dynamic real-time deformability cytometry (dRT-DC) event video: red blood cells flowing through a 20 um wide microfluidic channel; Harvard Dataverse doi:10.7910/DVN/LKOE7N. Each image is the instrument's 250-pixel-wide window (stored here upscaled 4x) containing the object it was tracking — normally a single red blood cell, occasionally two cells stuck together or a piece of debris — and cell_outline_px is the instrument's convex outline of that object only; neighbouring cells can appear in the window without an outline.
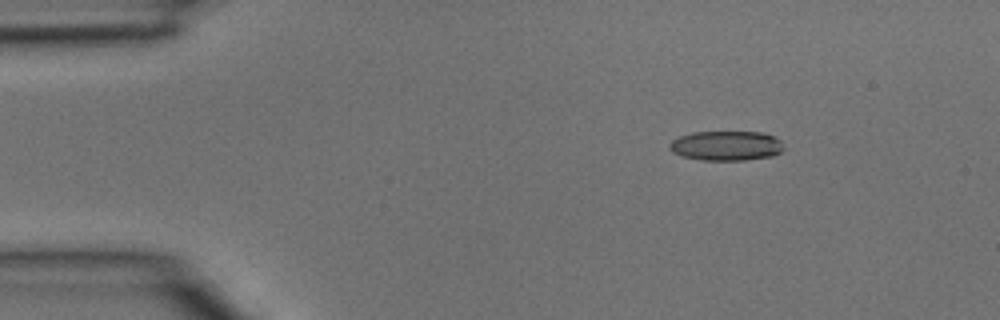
{"species": "common noctule bat (a hibernating species)", "species_latin": "Nyctalus noctula", "temperature_condition": "room temperature", "stored_images_in_passage": 6, "camera_frame_rate_fps": 3000, "um_per_image_px": 0.085, "animal": {"sex": "male", "body_mass_g": 15.6}, "frame": {"image": 1, "passage_image": 1, "time_ms": 0.0, "image_size_px": [1000, 320], "cell_outline_px": [[784, 148], [780, 152], [772, 156], [744, 160], [700, 160], [680, 156], [672, 152], [668, 144], [672, 140], [680, 136], [692, 132], [764, 132], [780, 140]], "centroid_in_image_um": [61.7, 12.39], "position_along_channel_um": 23.3, "area_um2": 19.83}}